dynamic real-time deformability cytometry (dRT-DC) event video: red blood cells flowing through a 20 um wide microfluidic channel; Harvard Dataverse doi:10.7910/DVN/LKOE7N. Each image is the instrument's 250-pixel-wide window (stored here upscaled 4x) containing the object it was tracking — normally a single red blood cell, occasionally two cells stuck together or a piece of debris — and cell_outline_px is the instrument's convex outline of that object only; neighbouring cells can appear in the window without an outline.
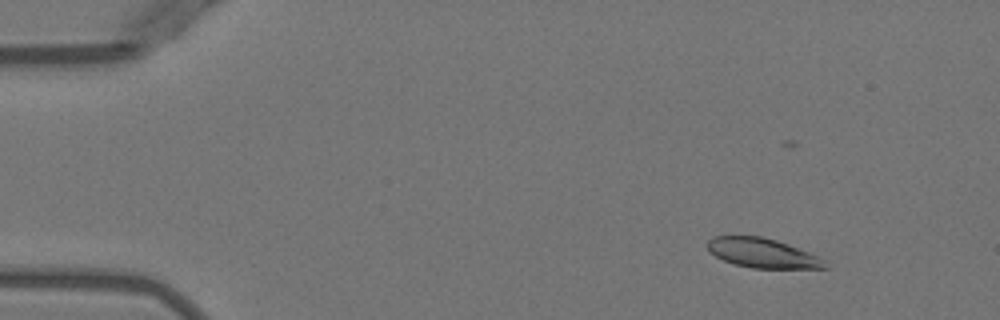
{"species": "Egyptian fruit bat (a non-hibernating species)", "species_latin": "Rousettus aegyptiacus", "temperature_condition": "warm", "stored_images_in_passage": 4, "camera_frame_rate_fps": 3000, "um_per_image_px": 0.085, "animal": {"sex": "female"}, "frame": {"image": 1, "passage_image": 1, "time_ms": 0.0, "image_size_px": [1000, 320], "cell_outline_px": [[828, 268], [752, 268], [732, 264], [708, 252], [708, 240], [712, 236], [764, 236], [788, 244], [816, 256], [824, 260]], "centroid_in_image_um": [64.75, 21.5], "position_along_channel_um": 20.2, "area_um2": 20.06}}
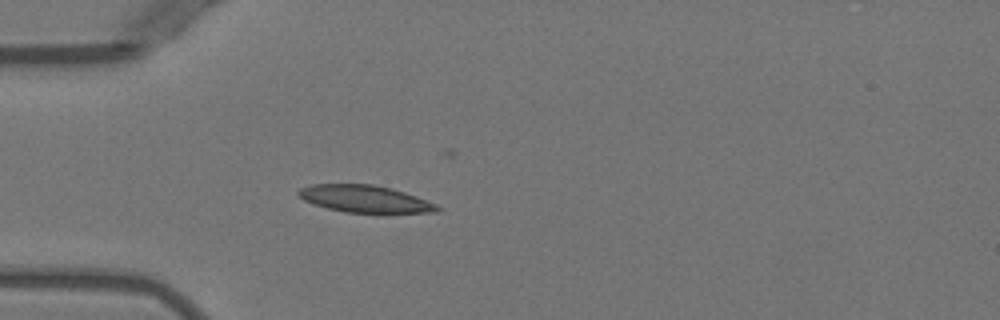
{"frame": {"image": 2, "passage_image": 3, "time_ms": 3.0, "image_size_px": [1000, 320], "cell_outline_px": [[440, 208], [436, 212], [344, 212], [312, 204], [304, 200], [296, 192], [300, 188], [312, 184], [372, 184], [404, 192], [416, 196], [436, 204]], "centroid_in_image_um": [30.96, 16.89], "position_along_channel_um": 54.0, "area_um2": 21.56}}